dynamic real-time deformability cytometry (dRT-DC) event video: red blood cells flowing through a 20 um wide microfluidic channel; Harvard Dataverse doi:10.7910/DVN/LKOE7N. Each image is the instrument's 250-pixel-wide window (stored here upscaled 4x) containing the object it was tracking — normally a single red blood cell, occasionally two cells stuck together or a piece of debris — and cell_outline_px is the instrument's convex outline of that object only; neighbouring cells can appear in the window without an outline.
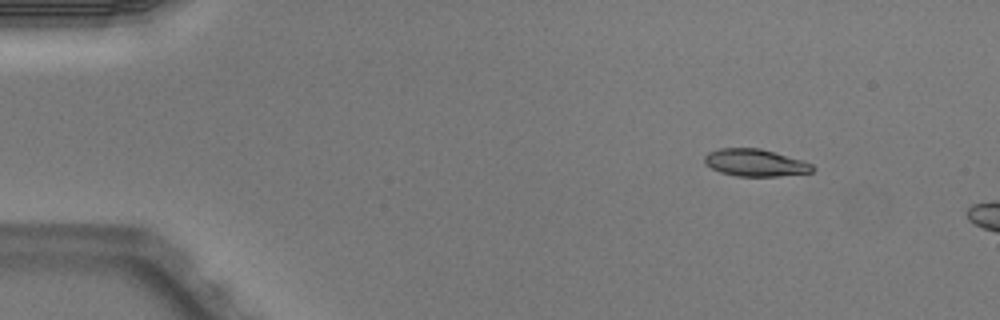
{"species": "Egyptian fruit bat (a non-hibernating species)", "species_latin": "Rousettus aegyptiacus", "temperature_condition": "warm", "stored_images_in_passage": 3, "camera_frame_rate_fps": 3000, "um_per_image_px": 0.085, "animal": {"sex": "male"}, "frame": {"image": 1, "passage_image": 2, "time_ms": 0.333, "image_size_px": [1000, 320], "cell_outline_px": [[816, 168], [812, 172], [776, 176], [736, 176], [720, 172], [704, 164], [704, 156], [708, 152], [720, 148], [760, 148], [800, 160], [812, 164]], "centroid_in_image_um": [64.15, 13.83], "position_along_channel_um": 20.8, "area_um2": 16.99}}